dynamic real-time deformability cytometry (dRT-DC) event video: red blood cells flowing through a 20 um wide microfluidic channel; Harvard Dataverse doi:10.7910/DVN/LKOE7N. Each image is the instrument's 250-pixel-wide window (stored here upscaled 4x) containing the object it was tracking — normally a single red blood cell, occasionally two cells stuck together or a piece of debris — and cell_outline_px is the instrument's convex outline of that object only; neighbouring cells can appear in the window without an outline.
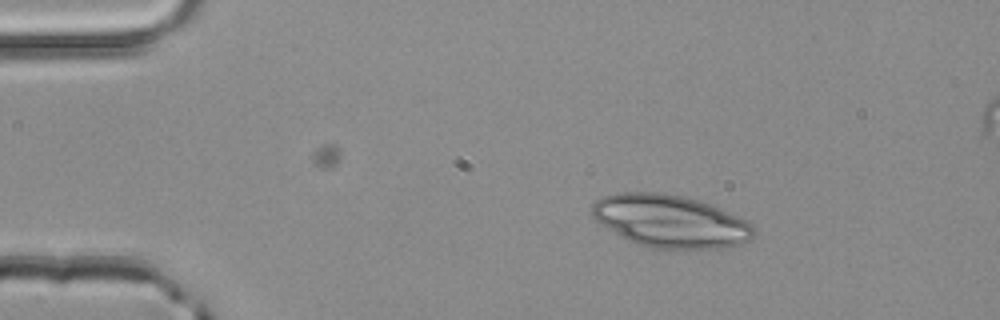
{"species": "common noctule bat (a hibernating species)", "species_latin": "Nyctalus noctula", "temperature_condition": "room temperature", "stored_images_in_passage": 3, "camera_frame_rate_fps": 3000, "um_per_image_px": 0.085, "animal": {"sex": "male", "body_mass_g": 20.4}, "frame": {"image": 1, "passage_image": 1, "time_ms": 0.0, "image_size_px": [1000, 320], "cell_outline_px": [[756, 228], [752, 236], [748, 240], [740, 244], [724, 248], [652, 248], [636, 244], [620, 236], [596, 220], [592, 216], [592, 204], [596, 200], [604, 196], [616, 192], [660, 192], [684, 196], [720, 208], [748, 220]], "centroid_in_image_um": [56.98, 18.79], "position_along_channel_um": 28.0, "area_um2": 49.48}}